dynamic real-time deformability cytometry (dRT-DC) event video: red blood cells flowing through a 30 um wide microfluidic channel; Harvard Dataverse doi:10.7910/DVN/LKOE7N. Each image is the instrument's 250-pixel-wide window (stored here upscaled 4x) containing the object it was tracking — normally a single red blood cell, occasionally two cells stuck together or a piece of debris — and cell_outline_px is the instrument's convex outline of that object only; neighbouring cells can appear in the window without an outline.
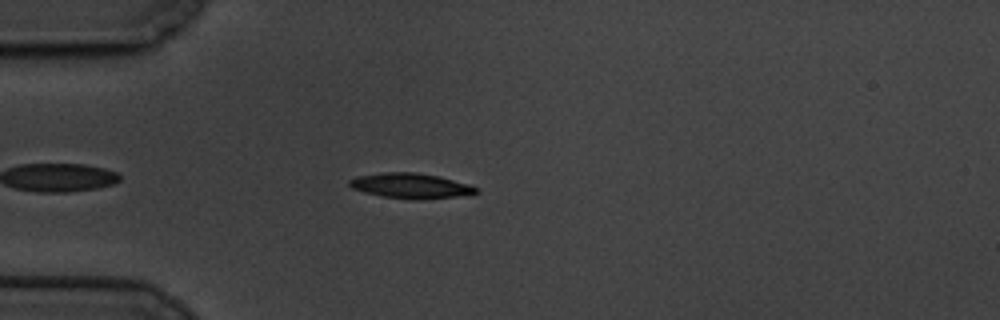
{"species": "common noctule bat (a hibernating species)", "species_latin": "Nyctalus noctula", "temperature_condition": "cold", "stored_images_in_passage": 51, "camera_frame_rate_fps": 3000, "um_per_image_px": 0.085, "animal": {"sex": "male", "body_mass_g": 19.5, "forearm_length_mm": 54.6}, "frame": {"image": 1, "passage_image": 7, "time_ms": 2.0, "image_size_px": [1000, 320], "cell_outline_px": [[480, 192], [472, 196], [384, 196], [364, 192], [352, 188], [348, 184], [348, 180], [356, 176], [380, 172], [416, 172], [440, 176], [468, 184], [476, 188]], "centroid_in_image_um": [34.89, 15.72], "position_along_channel_um": 50.1, "area_um2": 17.69}}
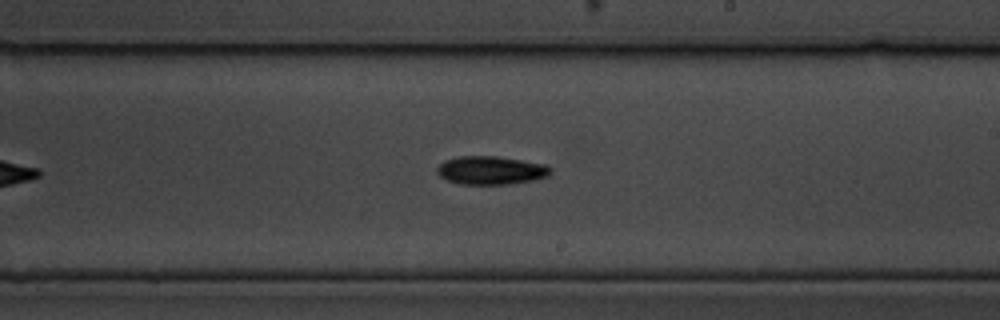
{"frame": {"image": 2, "passage_image": 26, "time_ms": 8.333, "image_size_px": [1000, 320], "cell_outline_px": [[552, 172], [548, 176], [532, 180], [508, 184], [460, 184], [448, 180], [440, 176], [436, 172], [436, 168], [444, 160], [460, 156], [496, 156], [548, 164], [552, 168]], "centroid_in_image_um": [41.75, 14.47], "position_along_channel_um": 247.3, "area_um2": 18.84}}
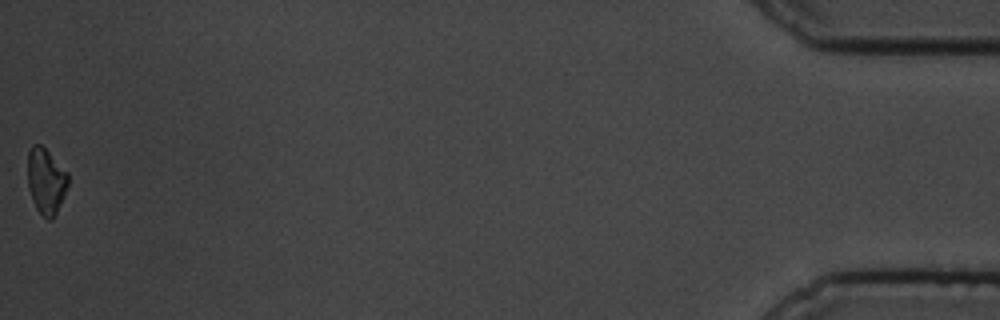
{"frame": {"image": 3, "passage_image": 51, "time_ms": 16.667, "image_size_px": [1000, 320], "cell_outline_px": [[68, 184], [60, 204], [52, 220], [48, 220], [36, 208], [32, 200], [28, 188], [28, 152], [32, 144], [40, 144], [68, 172]], "centroid_in_image_um": [3.9, 15.38], "position_along_channel_um": 431.3, "area_um2": 15.32}, "authors_computed_cell_mechanics": {"area_um2": 17.5712, "velocity_mm_per_s": 3.3236, "shape_relaxation_time_tau1_ms": 3.0999, "shape_relaxation_time_tau2_ms": null, "deformation_change_tau1": 0.1243, "deformation_change_tau2": null}}